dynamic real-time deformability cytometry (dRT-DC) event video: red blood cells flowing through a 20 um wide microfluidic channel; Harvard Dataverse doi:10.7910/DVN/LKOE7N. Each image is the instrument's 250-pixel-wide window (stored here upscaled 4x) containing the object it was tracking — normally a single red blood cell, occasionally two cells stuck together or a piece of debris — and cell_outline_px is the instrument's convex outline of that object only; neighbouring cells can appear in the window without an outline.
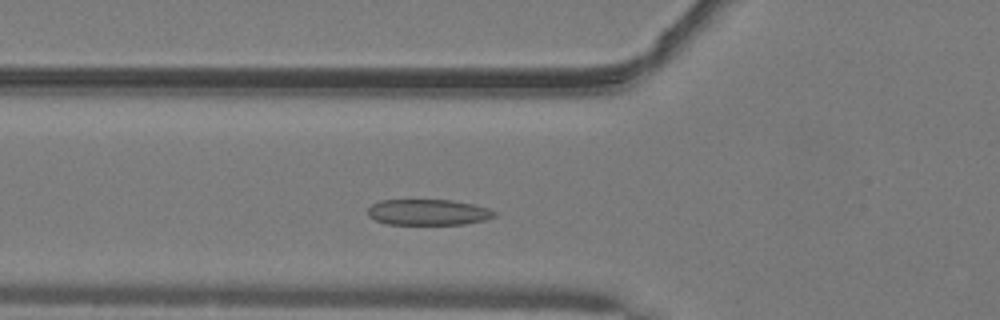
{"species": "common noctule bat (a hibernating species)", "species_latin": "Nyctalus noctula", "temperature_condition": "warm", "stored_images_in_passage": 40, "camera_frame_rate_fps": 3000, "um_per_image_px": 0.085, "animal": {"sex": "male", "body_mass_g": 19.2, "forearm_length_mm": 51.8}, "frame": {"image": 1, "passage_image": 8, "time_ms": 2.333, "image_size_px": [1000, 320], "cell_outline_px": [[500, 212], [496, 216], [484, 220], [464, 224], [384, 224], [368, 216], [368, 208], [372, 204], [380, 200], [452, 200], [472, 204], [488, 208]], "centroid_in_image_um": [36.41, 18.04], "position_along_channel_um": 89.4, "area_um2": 19.19}}
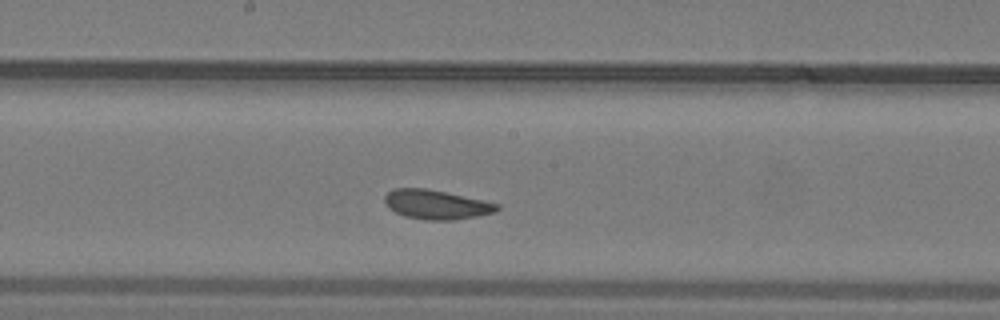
{"frame": {"image": 2, "passage_image": 17, "time_ms": 5.333, "image_size_px": [1000, 320], "cell_outline_px": [[500, 208], [496, 212], [476, 216], [452, 220], [424, 220], [404, 216], [388, 208], [384, 200], [384, 196], [392, 188], [424, 188], [444, 192], [500, 204]], "centroid_in_image_um": [37.06, 17.39], "position_along_channel_um": 211.1, "area_um2": 19.07}}
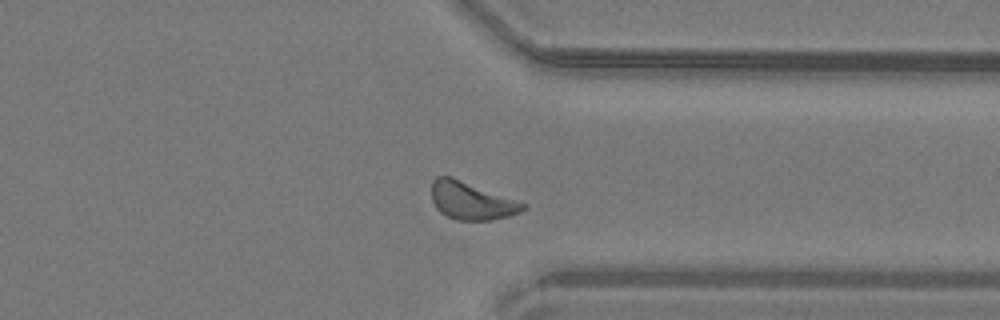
{"frame": {"image": 3, "passage_image": 29, "time_ms": 9.333, "image_size_px": [1000, 320], "cell_outline_px": [[528, 208], [520, 212], [508, 216], [488, 220], [456, 220], [440, 212], [436, 208], [432, 200], [432, 180], [436, 176], [452, 176], [528, 204]], "centroid_in_image_um": [40.08, 17.05], "position_along_channel_um": 371.3, "area_um2": 20.17}, "authors_computed_cell_mechanics": {"area_um2": 19.363, "velocity_mm_per_s": 4.0408, "shape_relaxation_time_tau1_ms": 4.6805, "shape_relaxation_time_tau2_ms": 1.717, "deformation_change_tau1": 0.1108, "deformation_change_tau2": 0.0483}}